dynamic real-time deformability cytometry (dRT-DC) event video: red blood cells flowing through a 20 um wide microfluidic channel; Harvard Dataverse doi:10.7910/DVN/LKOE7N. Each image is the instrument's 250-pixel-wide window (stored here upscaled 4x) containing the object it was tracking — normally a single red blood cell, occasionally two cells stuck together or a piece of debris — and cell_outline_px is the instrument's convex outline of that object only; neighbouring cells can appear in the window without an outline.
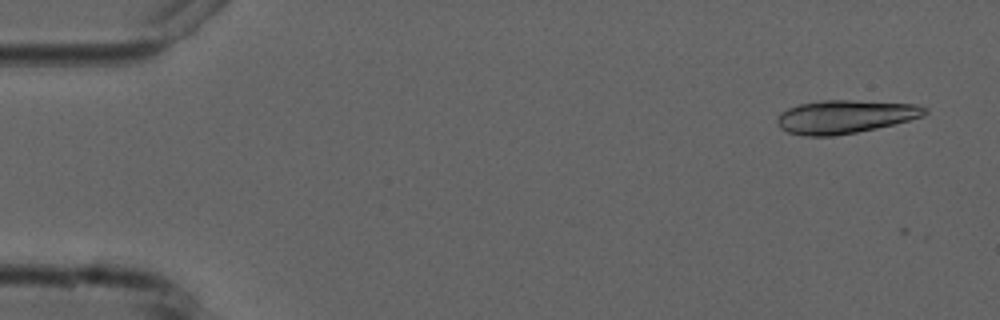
{"species": "common noctule bat (a hibernating species)", "species_latin": "Nyctalus noctula", "temperature_condition": "cold", "stored_images_in_passage": 4, "camera_frame_rate_fps": 3000, "um_per_image_px": 0.085, "animal": {"sex": "male", "forearm_length_mm": 52.5}, "frame": {"image": 1, "passage_image": 2, "time_ms": 1.0, "image_size_px": [1000, 320], "cell_outline_px": [[928, 112], [924, 116], [876, 128], [836, 136], [804, 136], [788, 132], [780, 128], [776, 124], [776, 120], [780, 112], [788, 108], [800, 104], [824, 100], [848, 100], [916, 104], [928, 108]], "centroid_in_image_um": [71.8, 9.92], "position_along_channel_um": 13.2, "area_um2": 28.61}}